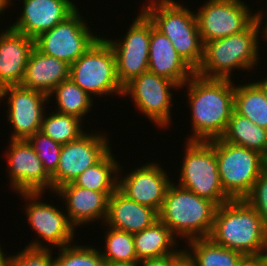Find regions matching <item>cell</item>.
I'll return each mask as SVG.
<instances>
[{
  "instance_id": "1",
  "label": "cell",
  "mask_w": 267,
  "mask_h": 266,
  "mask_svg": "<svg viewBox=\"0 0 267 266\" xmlns=\"http://www.w3.org/2000/svg\"><path fill=\"white\" fill-rule=\"evenodd\" d=\"M234 80L207 79L194 74L183 86L191 111L192 134L186 140L221 137L234 111Z\"/></svg>"
},
{
  "instance_id": "2",
  "label": "cell",
  "mask_w": 267,
  "mask_h": 266,
  "mask_svg": "<svg viewBox=\"0 0 267 266\" xmlns=\"http://www.w3.org/2000/svg\"><path fill=\"white\" fill-rule=\"evenodd\" d=\"M209 238L245 256L261 255L267 250V225L246 200H229L218 206Z\"/></svg>"
},
{
  "instance_id": "3",
  "label": "cell",
  "mask_w": 267,
  "mask_h": 266,
  "mask_svg": "<svg viewBox=\"0 0 267 266\" xmlns=\"http://www.w3.org/2000/svg\"><path fill=\"white\" fill-rule=\"evenodd\" d=\"M261 31V24L256 19L240 33L205 42L202 62L195 74L207 79L231 80V72H234V69H243L247 72L255 70L253 67L258 66V55H261L259 53V40L263 39Z\"/></svg>"
},
{
  "instance_id": "4",
  "label": "cell",
  "mask_w": 267,
  "mask_h": 266,
  "mask_svg": "<svg viewBox=\"0 0 267 266\" xmlns=\"http://www.w3.org/2000/svg\"><path fill=\"white\" fill-rule=\"evenodd\" d=\"M218 205L174 183L170 184L159 220L177 237L187 241L211 234Z\"/></svg>"
},
{
  "instance_id": "5",
  "label": "cell",
  "mask_w": 267,
  "mask_h": 266,
  "mask_svg": "<svg viewBox=\"0 0 267 266\" xmlns=\"http://www.w3.org/2000/svg\"><path fill=\"white\" fill-rule=\"evenodd\" d=\"M215 148L222 187L231 200L245 199L254 182L267 168L261 153L224 141L221 137L208 140Z\"/></svg>"
},
{
  "instance_id": "6",
  "label": "cell",
  "mask_w": 267,
  "mask_h": 266,
  "mask_svg": "<svg viewBox=\"0 0 267 266\" xmlns=\"http://www.w3.org/2000/svg\"><path fill=\"white\" fill-rule=\"evenodd\" d=\"M185 145L177 184L218 206L231 200L221 184L213 145L202 140H188Z\"/></svg>"
},
{
  "instance_id": "7",
  "label": "cell",
  "mask_w": 267,
  "mask_h": 266,
  "mask_svg": "<svg viewBox=\"0 0 267 266\" xmlns=\"http://www.w3.org/2000/svg\"><path fill=\"white\" fill-rule=\"evenodd\" d=\"M99 38L70 65L69 78L91 97L123 94L116 74V58L107 37ZM102 37V38H101Z\"/></svg>"
},
{
  "instance_id": "8",
  "label": "cell",
  "mask_w": 267,
  "mask_h": 266,
  "mask_svg": "<svg viewBox=\"0 0 267 266\" xmlns=\"http://www.w3.org/2000/svg\"><path fill=\"white\" fill-rule=\"evenodd\" d=\"M146 15L154 27L167 36L178 55L196 71L202 62L204 44L195 13L179 2L152 9Z\"/></svg>"
},
{
  "instance_id": "9",
  "label": "cell",
  "mask_w": 267,
  "mask_h": 266,
  "mask_svg": "<svg viewBox=\"0 0 267 266\" xmlns=\"http://www.w3.org/2000/svg\"><path fill=\"white\" fill-rule=\"evenodd\" d=\"M76 9L64 21L34 39L41 53L74 63L99 37Z\"/></svg>"
},
{
  "instance_id": "10",
  "label": "cell",
  "mask_w": 267,
  "mask_h": 266,
  "mask_svg": "<svg viewBox=\"0 0 267 266\" xmlns=\"http://www.w3.org/2000/svg\"><path fill=\"white\" fill-rule=\"evenodd\" d=\"M18 194L20 196L22 195L21 197L24 198V200L26 199L25 201H30L26 204V208H24L27 215V223L30 224V228L34 230L35 235L37 233L39 236L38 239L36 238V240H33L26 246L50 249L51 245L53 249V247L61 248L74 243L76 227L70 222L68 215L59 209L58 206L56 207L53 204L41 202L43 193Z\"/></svg>"
},
{
  "instance_id": "11",
  "label": "cell",
  "mask_w": 267,
  "mask_h": 266,
  "mask_svg": "<svg viewBox=\"0 0 267 266\" xmlns=\"http://www.w3.org/2000/svg\"><path fill=\"white\" fill-rule=\"evenodd\" d=\"M180 87L150 71L135 77L123 87L122 97L129 96L139 112L161 128L171 125L172 90Z\"/></svg>"
},
{
  "instance_id": "12",
  "label": "cell",
  "mask_w": 267,
  "mask_h": 266,
  "mask_svg": "<svg viewBox=\"0 0 267 266\" xmlns=\"http://www.w3.org/2000/svg\"><path fill=\"white\" fill-rule=\"evenodd\" d=\"M195 15L203 44L240 33L257 19L242 0H207Z\"/></svg>"
},
{
  "instance_id": "13",
  "label": "cell",
  "mask_w": 267,
  "mask_h": 266,
  "mask_svg": "<svg viewBox=\"0 0 267 266\" xmlns=\"http://www.w3.org/2000/svg\"><path fill=\"white\" fill-rule=\"evenodd\" d=\"M122 39H108L116 58V74L121 86L148 71L150 19L138 14Z\"/></svg>"
},
{
  "instance_id": "14",
  "label": "cell",
  "mask_w": 267,
  "mask_h": 266,
  "mask_svg": "<svg viewBox=\"0 0 267 266\" xmlns=\"http://www.w3.org/2000/svg\"><path fill=\"white\" fill-rule=\"evenodd\" d=\"M107 133H84L77 140L62 145L59 164L51 176L52 194L64 184L73 182L87 168L96 164L110 149Z\"/></svg>"
},
{
  "instance_id": "15",
  "label": "cell",
  "mask_w": 267,
  "mask_h": 266,
  "mask_svg": "<svg viewBox=\"0 0 267 266\" xmlns=\"http://www.w3.org/2000/svg\"><path fill=\"white\" fill-rule=\"evenodd\" d=\"M3 98L8 105L6 118L13 128L10 139L27 140L40 131L45 102L50 103L48 95L21 85H8L0 89V102Z\"/></svg>"
},
{
  "instance_id": "16",
  "label": "cell",
  "mask_w": 267,
  "mask_h": 266,
  "mask_svg": "<svg viewBox=\"0 0 267 266\" xmlns=\"http://www.w3.org/2000/svg\"><path fill=\"white\" fill-rule=\"evenodd\" d=\"M6 151L7 171L12 192L44 193L52 192V180L31 144L24 139H11Z\"/></svg>"
},
{
  "instance_id": "17",
  "label": "cell",
  "mask_w": 267,
  "mask_h": 266,
  "mask_svg": "<svg viewBox=\"0 0 267 266\" xmlns=\"http://www.w3.org/2000/svg\"><path fill=\"white\" fill-rule=\"evenodd\" d=\"M121 168L120 165L117 189L127 198L138 204L151 207L159 213L166 192L172 183L167 171L159 163L151 162L136 167L123 177L120 174L123 173Z\"/></svg>"
},
{
  "instance_id": "18",
  "label": "cell",
  "mask_w": 267,
  "mask_h": 266,
  "mask_svg": "<svg viewBox=\"0 0 267 266\" xmlns=\"http://www.w3.org/2000/svg\"><path fill=\"white\" fill-rule=\"evenodd\" d=\"M21 16L8 27L35 39L70 16L77 6L71 0H21Z\"/></svg>"
},
{
  "instance_id": "19",
  "label": "cell",
  "mask_w": 267,
  "mask_h": 266,
  "mask_svg": "<svg viewBox=\"0 0 267 266\" xmlns=\"http://www.w3.org/2000/svg\"><path fill=\"white\" fill-rule=\"evenodd\" d=\"M53 193L64 200V208L67 209L63 211H66L70 222L77 228L99 220L104 224L108 200L114 192H96L71 182L57 188Z\"/></svg>"
},
{
  "instance_id": "20",
  "label": "cell",
  "mask_w": 267,
  "mask_h": 266,
  "mask_svg": "<svg viewBox=\"0 0 267 266\" xmlns=\"http://www.w3.org/2000/svg\"><path fill=\"white\" fill-rule=\"evenodd\" d=\"M148 71L183 86L195 71L178 55L166 35L158 31L150 20Z\"/></svg>"
},
{
  "instance_id": "21",
  "label": "cell",
  "mask_w": 267,
  "mask_h": 266,
  "mask_svg": "<svg viewBox=\"0 0 267 266\" xmlns=\"http://www.w3.org/2000/svg\"><path fill=\"white\" fill-rule=\"evenodd\" d=\"M6 29L0 33V89L21 84L30 54L35 48L34 39L10 27Z\"/></svg>"
},
{
  "instance_id": "22",
  "label": "cell",
  "mask_w": 267,
  "mask_h": 266,
  "mask_svg": "<svg viewBox=\"0 0 267 266\" xmlns=\"http://www.w3.org/2000/svg\"><path fill=\"white\" fill-rule=\"evenodd\" d=\"M159 220L158 212L127 198L118 189L109 197L105 227L138 233Z\"/></svg>"
},
{
  "instance_id": "23",
  "label": "cell",
  "mask_w": 267,
  "mask_h": 266,
  "mask_svg": "<svg viewBox=\"0 0 267 266\" xmlns=\"http://www.w3.org/2000/svg\"><path fill=\"white\" fill-rule=\"evenodd\" d=\"M70 65L34 48L25 68L21 86L49 94L61 82L69 79Z\"/></svg>"
},
{
  "instance_id": "24",
  "label": "cell",
  "mask_w": 267,
  "mask_h": 266,
  "mask_svg": "<svg viewBox=\"0 0 267 266\" xmlns=\"http://www.w3.org/2000/svg\"><path fill=\"white\" fill-rule=\"evenodd\" d=\"M178 238L160 220L133 234L138 261L179 253L182 249L177 250L179 245L176 239Z\"/></svg>"
},
{
  "instance_id": "25",
  "label": "cell",
  "mask_w": 267,
  "mask_h": 266,
  "mask_svg": "<svg viewBox=\"0 0 267 266\" xmlns=\"http://www.w3.org/2000/svg\"><path fill=\"white\" fill-rule=\"evenodd\" d=\"M187 242L188 247L183 246L185 255L194 266H238L245 256L236 250L217 245L209 237Z\"/></svg>"
},
{
  "instance_id": "26",
  "label": "cell",
  "mask_w": 267,
  "mask_h": 266,
  "mask_svg": "<svg viewBox=\"0 0 267 266\" xmlns=\"http://www.w3.org/2000/svg\"><path fill=\"white\" fill-rule=\"evenodd\" d=\"M221 138L231 144L255 150L267 158V129L233 111Z\"/></svg>"
},
{
  "instance_id": "27",
  "label": "cell",
  "mask_w": 267,
  "mask_h": 266,
  "mask_svg": "<svg viewBox=\"0 0 267 266\" xmlns=\"http://www.w3.org/2000/svg\"><path fill=\"white\" fill-rule=\"evenodd\" d=\"M110 149L96 164L82 172L73 183L96 192H115L119 164Z\"/></svg>"
},
{
  "instance_id": "28",
  "label": "cell",
  "mask_w": 267,
  "mask_h": 266,
  "mask_svg": "<svg viewBox=\"0 0 267 266\" xmlns=\"http://www.w3.org/2000/svg\"><path fill=\"white\" fill-rule=\"evenodd\" d=\"M234 110L259 127L267 129V101L256 82L234 85Z\"/></svg>"
},
{
  "instance_id": "29",
  "label": "cell",
  "mask_w": 267,
  "mask_h": 266,
  "mask_svg": "<svg viewBox=\"0 0 267 266\" xmlns=\"http://www.w3.org/2000/svg\"><path fill=\"white\" fill-rule=\"evenodd\" d=\"M53 95L55 96V102L58 106V108L57 106L55 107L56 112L73 115L81 120L91 111L94 104L93 98L76 85L70 78L64 80L53 89L49 94V99H51Z\"/></svg>"
},
{
  "instance_id": "30",
  "label": "cell",
  "mask_w": 267,
  "mask_h": 266,
  "mask_svg": "<svg viewBox=\"0 0 267 266\" xmlns=\"http://www.w3.org/2000/svg\"><path fill=\"white\" fill-rule=\"evenodd\" d=\"M45 112L40 132L49 136L54 142L61 145L77 140L85 132L82 130V121L76 116L61 114L53 111Z\"/></svg>"
},
{
  "instance_id": "31",
  "label": "cell",
  "mask_w": 267,
  "mask_h": 266,
  "mask_svg": "<svg viewBox=\"0 0 267 266\" xmlns=\"http://www.w3.org/2000/svg\"><path fill=\"white\" fill-rule=\"evenodd\" d=\"M105 249L101 251L106 264L139 262L135 251L133 234L107 226Z\"/></svg>"
},
{
  "instance_id": "32",
  "label": "cell",
  "mask_w": 267,
  "mask_h": 266,
  "mask_svg": "<svg viewBox=\"0 0 267 266\" xmlns=\"http://www.w3.org/2000/svg\"><path fill=\"white\" fill-rule=\"evenodd\" d=\"M58 249L54 266H106L101 250L93 246L72 243Z\"/></svg>"
},
{
  "instance_id": "33",
  "label": "cell",
  "mask_w": 267,
  "mask_h": 266,
  "mask_svg": "<svg viewBox=\"0 0 267 266\" xmlns=\"http://www.w3.org/2000/svg\"><path fill=\"white\" fill-rule=\"evenodd\" d=\"M27 141L38 154L46 173L51 177L58 167L62 145L40 131L30 136Z\"/></svg>"
},
{
  "instance_id": "34",
  "label": "cell",
  "mask_w": 267,
  "mask_h": 266,
  "mask_svg": "<svg viewBox=\"0 0 267 266\" xmlns=\"http://www.w3.org/2000/svg\"><path fill=\"white\" fill-rule=\"evenodd\" d=\"M52 248H25L9 256L8 266H54Z\"/></svg>"
},
{
  "instance_id": "35",
  "label": "cell",
  "mask_w": 267,
  "mask_h": 266,
  "mask_svg": "<svg viewBox=\"0 0 267 266\" xmlns=\"http://www.w3.org/2000/svg\"><path fill=\"white\" fill-rule=\"evenodd\" d=\"M244 200L256 210L267 225V168L259 175L251 192Z\"/></svg>"
},
{
  "instance_id": "36",
  "label": "cell",
  "mask_w": 267,
  "mask_h": 266,
  "mask_svg": "<svg viewBox=\"0 0 267 266\" xmlns=\"http://www.w3.org/2000/svg\"><path fill=\"white\" fill-rule=\"evenodd\" d=\"M184 256L185 251L182 249L179 253L141 260L138 264L139 266H175Z\"/></svg>"
},
{
  "instance_id": "37",
  "label": "cell",
  "mask_w": 267,
  "mask_h": 266,
  "mask_svg": "<svg viewBox=\"0 0 267 266\" xmlns=\"http://www.w3.org/2000/svg\"><path fill=\"white\" fill-rule=\"evenodd\" d=\"M145 5L140 9L138 14H147L150 10L178 4L176 0H146ZM147 4V5H146Z\"/></svg>"
},
{
  "instance_id": "38",
  "label": "cell",
  "mask_w": 267,
  "mask_h": 266,
  "mask_svg": "<svg viewBox=\"0 0 267 266\" xmlns=\"http://www.w3.org/2000/svg\"><path fill=\"white\" fill-rule=\"evenodd\" d=\"M238 266H265V252L261 255L244 256Z\"/></svg>"
},
{
  "instance_id": "39",
  "label": "cell",
  "mask_w": 267,
  "mask_h": 266,
  "mask_svg": "<svg viewBox=\"0 0 267 266\" xmlns=\"http://www.w3.org/2000/svg\"><path fill=\"white\" fill-rule=\"evenodd\" d=\"M265 1H267V0H265ZM264 12L265 13H263V11H261V10H258V12L256 11V15H257V20L261 24L262 29H267V9H265ZM265 16H266V18H264ZM263 19H266V21L263 22ZM262 23L264 24V26L262 25Z\"/></svg>"
},
{
  "instance_id": "40",
  "label": "cell",
  "mask_w": 267,
  "mask_h": 266,
  "mask_svg": "<svg viewBox=\"0 0 267 266\" xmlns=\"http://www.w3.org/2000/svg\"><path fill=\"white\" fill-rule=\"evenodd\" d=\"M263 90L266 101H267V75L263 77L260 81H255Z\"/></svg>"
},
{
  "instance_id": "41",
  "label": "cell",
  "mask_w": 267,
  "mask_h": 266,
  "mask_svg": "<svg viewBox=\"0 0 267 266\" xmlns=\"http://www.w3.org/2000/svg\"><path fill=\"white\" fill-rule=\"evenodd\" d=\"M2 249L3 248L0 246V266H8L9 255L8 254H4Z\"/></svg>"
},
{
  "instance_id": "42",
  "label": "cell",
  "mask_w": 267,
  "mask_h": 266,
  "mask_svg": "<svg viewBox=\"0 0 267 266\" xmlns=\"http://www.w3.org/2000/svg\"><path fill=\"white\" fill-rule=\"evenodd\" d=\"M175 266H194V264L185 255Z\"/></svg>"
},
{
  "instance_id": "43",
  "label": "cell",
  "mask_w": 267,
  "mask_h": 266,
  "mask_svg": "<svg viewBox=\"0 0 267 266\" xmlns=\"http://www.w3.org/2000/svg\"><path fill=\"white\" fill-rule=\"evenodd\" d=\"M106 266H139L138 262H132V263H111L106 264Z\"/></svg>"
},
{
  "instance_id": "44",
  "label": "cell",
  "mask_w": 267,
  "mask_h": 266,
  "mask_svg": "<svg viewBox=\"0 0 267 266\" xmlns=\"http://www.w3.org/2000/svg\"><path fill=\"white\" fill-rule=\"evenodd\" d=\"M7 8V5L2 0H0V15H2L1 13H4Z\"/></svg>"
},
{
  "instance_id": "45",
  "label": "cell",
  "mask_w": 267,
  "mask_h": 266,
  "mask_svg": "<svg viewBox=\"0 0 267 266\" xmlns=\"http://www.w3.org/2000/svg\"><path fill=\"white\" fill-rule=\"evenodd\" d=\"M263 31V38L265 39V41L263 42H266L267 41V29H262Z\"/></svg>"
},
{
  "instance_id": "46",
  "label": "cell",
  "mask_w": 267,
  "mask_h": 266,
  "mask_svg": "<svg viewBox=\"0 0 267 266\" xmlns=\"http://www.w3.org/2000/svg\"><path fill=\"white\" fill-rule=\"evenodd\" d=\"M2 1L7 5V7H9L11 6L13 0H2Z\"/></svg>"
},
{
  "instance_id": "47",
  "label": "cell",
  "mask_w": 267,
  "mask_h": 266,
  "mask_svg": "<svg viewBox=\"0 0 267 266\" xmlns=\"http://www.w3.org/2000/svg\"><path fill=\"white\" fill-rule=\"evenodd\" d=\"M265 266H267V252H265Z\"/></svg>"
}]
</instances>
